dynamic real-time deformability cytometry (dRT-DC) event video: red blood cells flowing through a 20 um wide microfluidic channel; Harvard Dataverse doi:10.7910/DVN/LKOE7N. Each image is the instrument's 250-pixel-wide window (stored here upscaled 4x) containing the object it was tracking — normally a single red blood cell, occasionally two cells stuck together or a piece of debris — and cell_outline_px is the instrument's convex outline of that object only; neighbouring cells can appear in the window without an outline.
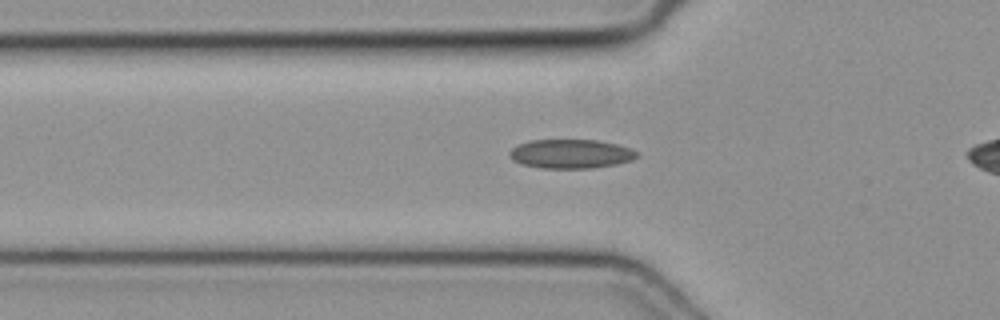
{"species": "common noctule bat (a hibernating species)", "species_latin": "Nyctalus noctula", "temperature_condition": "cold", "stored_images_in_passage": 8, "camera_frame_rate_fps": 3000, "um_per_image_px": 0.085, "animal": {"sex": "female", "body_mass_g": 19.3, "forearm_length_mm": 54.1}, "frame": {"image": 1, "passage_image": 6, "time_ms": 1.667, "image_size_px": [1000, 320], "cell_outline_px": [[640, 156], [632, 160], [616, 164], [592, 168], [540, 168], [520, 164], [512, 160], [508, 156], [508, 152], [512, 148], [520, 144], [532, 140], [596, 140], [616, 144], [628, 148], [636, 152]], "centroid_in_image_um": [48.48, 13.08], "position_along_channel_um": 77.3, "area_um2": 21.56}}